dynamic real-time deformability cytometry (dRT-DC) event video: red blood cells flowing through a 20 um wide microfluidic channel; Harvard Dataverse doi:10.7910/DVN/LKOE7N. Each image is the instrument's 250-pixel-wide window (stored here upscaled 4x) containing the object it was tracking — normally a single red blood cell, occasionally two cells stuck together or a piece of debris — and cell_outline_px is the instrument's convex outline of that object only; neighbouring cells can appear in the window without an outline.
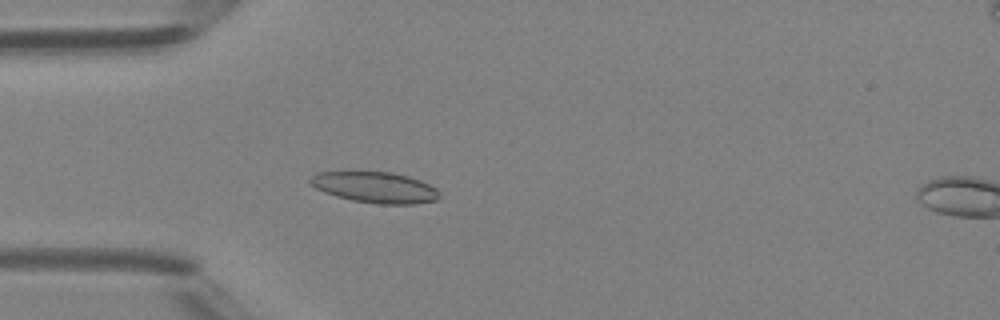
{"species": "Egyptian fruit bat (a non-hibernating species)", "species_latin": "Rousettus aegyptiacus", "temperature_condition": "room temperature", "stored_images_in_passage": 4, "camera_frame_rate_fps": 3000, "um_per_image_px": 0.085, "animal": {"sex": "female"}, "frame": {"image": 1, "passage_image": 3, "time_ms": 2.333, "image_size_px": [1000, 320], "cell_outline_px": [[440, 200], [416, 204], [380, 204], [352, 200], [336, 196], [324, 192], [316, 188], [308, 180], [316, 172], [392, 172], [408, 176], [420, 180], [436, 188], [440, 192]], "centroid_in_image_um": [31.93, 15.93], "position_along_channel_um": 53.1, "area_um2": 23.35}}